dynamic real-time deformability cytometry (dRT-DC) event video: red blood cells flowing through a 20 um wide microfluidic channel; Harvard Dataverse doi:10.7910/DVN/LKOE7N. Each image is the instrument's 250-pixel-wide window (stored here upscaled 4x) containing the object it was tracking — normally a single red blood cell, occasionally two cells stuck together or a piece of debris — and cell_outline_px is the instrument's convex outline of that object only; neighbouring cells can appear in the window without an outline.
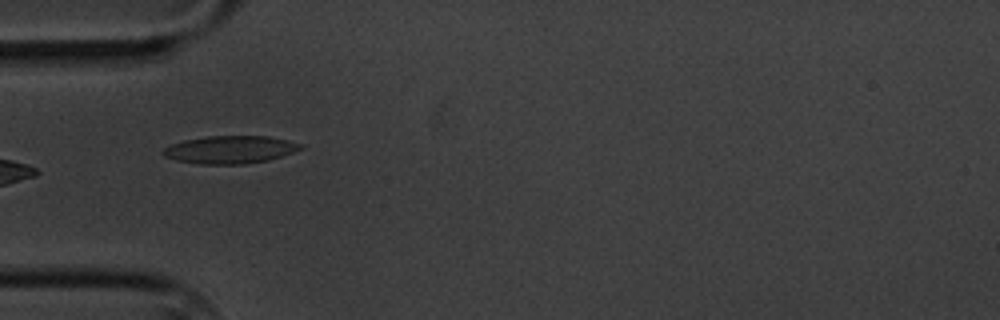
{"species": "common noctule bat (a hibernating species)", "species_latin": "Nyctalus noctula", "temperature_condition": "cold", "stored_images_in_passage": 5, "camera_frame_rate_fps": 3000, "um_per_image_px": 0.085, "animal": {"sex": "male", "body_mass_g": 20.1, "forearm_length_mm": 53.5}, "frame": {"image": 1, "passage_image": 4, "time_ms": 3.667, "image_size_px": [1000, 320], "cell_outline_px": [[304, 148], [268, 160], [244, 164], [200, 164], [176, 160], [164, 156], [160, 152], [164, 148], [172, 144], [184, 140], [208, 136], [268, 136], [288, 140], [304, 144]], "centroid_in_image_um": [19.56, 12.71], "position_along_channel_um": 65.4, "area_um2": 22.2}}
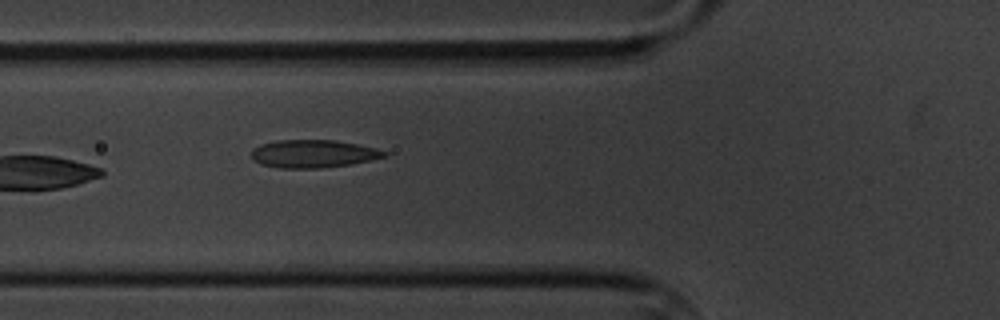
{"frame": {"image": 2, "passage_image": 5, "time_ms": 4.667, "image_size_px": [1000, 320], "cell_outline_px": [[388, 156], [372, 160], [352, 164], [320, 168], [280, 168], [260, 164], [252, 160], [252, 148], [260, 144], [276, 140], [336, 140], [376, 148], [388, 152]], "centroid_in_image_um": [26.62, 13.07], "position_along_channel_um": 99.2, "area_um2": 21.79}}